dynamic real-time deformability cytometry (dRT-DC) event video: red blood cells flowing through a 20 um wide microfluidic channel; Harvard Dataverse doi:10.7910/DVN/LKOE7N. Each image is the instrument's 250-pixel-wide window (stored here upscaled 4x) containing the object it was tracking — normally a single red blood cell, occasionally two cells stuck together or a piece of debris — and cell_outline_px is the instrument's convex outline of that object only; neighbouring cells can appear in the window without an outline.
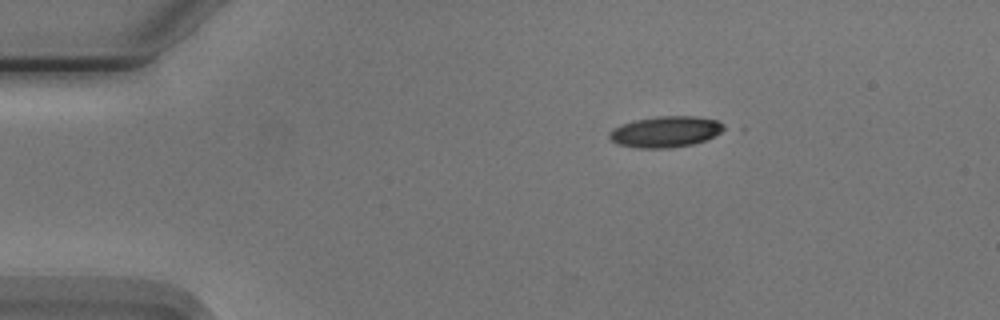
{"species": "Egyptian fruit bat (a non-hibernating species)", "species_latin": "Rousettus aegyptiacus", "temperature_condition": "cold", "stored_images_in_passage": 46, "camera_frame_rate_fps": 3000, "um_per_image_px": 0.085, "animal": {"sex": "male"}, "frame": {"image": 1, "passage_image": 1, "time_ms": 0.0, "image_size_px": [1000, 320], "cell_outline_px": [[728, 128], [704, 140], [692, 144], [668, 148], [640, 148], [616, 144], [608, 136], [608, 132], [612, 128], [620, 124], [636, 120], [656, 116], [696, 116], [716, 120], [724, 124]], "centroid_in_image_um": [56.54, 11.19], "position_along_channel_um": 28.5, "area_um2": 20.75}}
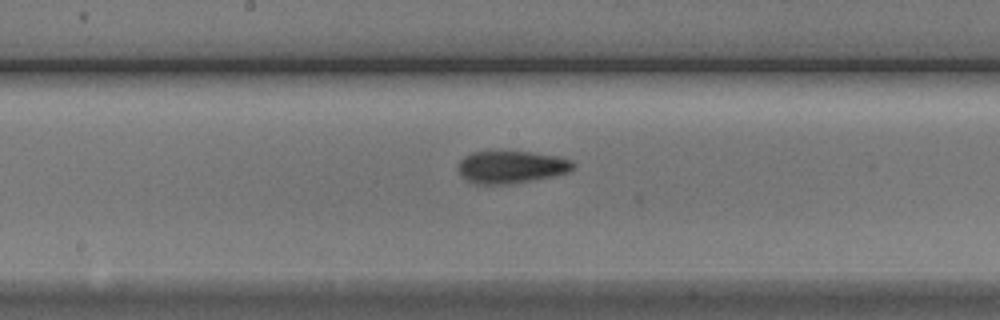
{"frame": {"image": 2, "passage_image": 20, "time_ms": 6.333, "image_size_px": [1000, 320], "cell_outline_px": [[576, 168], [568, 172], [556, 176], [508, 184], [476, 184], [464, 180], [460, 176], [460, 160], [464, 156], [472, 152], [532, 152], [556, 156], [572, 160], [576, 164]], "centroid_in_image_um": [43.49, 14.21], "position_along_channel_um": 204.7, "area_um2": 21.79}}
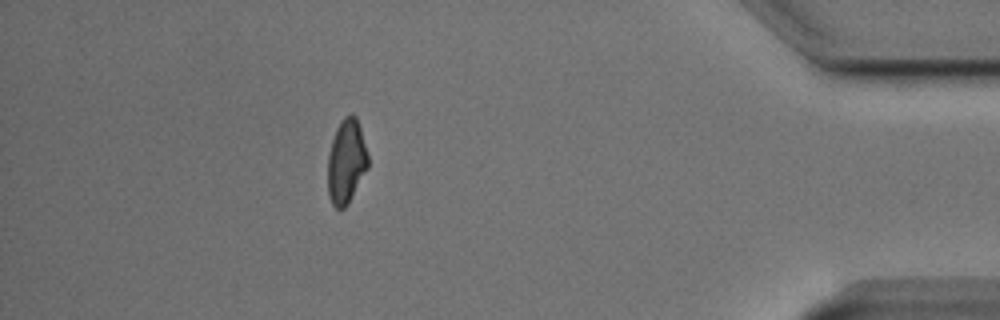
{"frame": {"image": 3, "passage_image": 40, "time_ms": 13.0, "image_size_px": [1000, 320], "cell_outline_px": [[368, 168], [348, 204], [344, 208], [336, 208], [332, 204], [328, 196], [328, 156], [332, 140], [336, 128], [344, 116], [352, 112], [356, 116], [360, 128], [368, 156]], "centroid_in_image_um": [29.43, 13.73], "position_along_channel_um": 405.8, "area_um2": 19.77}, "authors_computed_cell_mechanics": {"area_um2": 20.808, "velocity_mm_per_s": 3.7543, "shape_relaxation_time_tau1_ms": 4.2607, "shape_relaxation_time_tau2_ms": 2.7217, "deformation_change_tau1": 0.1365, "deformation_change_tau2": 0.102}}